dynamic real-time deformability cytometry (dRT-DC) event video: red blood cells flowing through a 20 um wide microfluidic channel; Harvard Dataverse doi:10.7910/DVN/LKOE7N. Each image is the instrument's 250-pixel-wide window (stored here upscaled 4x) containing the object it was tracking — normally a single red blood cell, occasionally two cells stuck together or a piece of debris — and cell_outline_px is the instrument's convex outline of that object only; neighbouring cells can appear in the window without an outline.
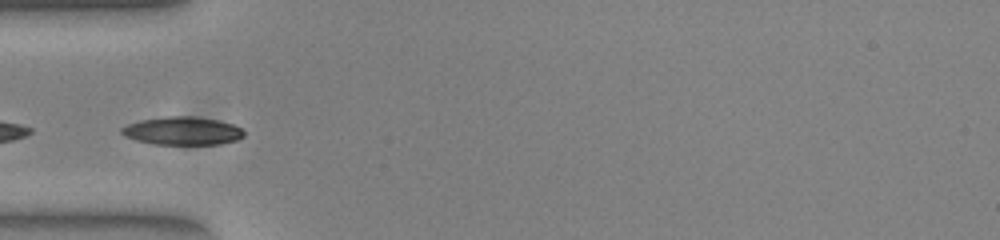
{"species": "common noctule bat (a hibernating species)", "species_latin": "Nyctalus noctula", "temperature_condition": "warm", "stored_images_in_passage": 37, "camera_frame_rate_fps": 3000, "um_per_image_px": 0.085, "animal": {"sex": "female", "body_mass_g": 23.0, "forearm_length_mm": 53.4}, "frame": {"image": 1, "passage_image": 1, "time_ms": 0.0, "image_size_px": [1000, 240], "cell_outline_px": [[244, 136], [236, 140], [220, 144], [152, 144], [136, 140], [124, 136], [120, 132], [120, 128], [128, 124], [140, 120], [168, 116], [192, 116], [216, 120], [232, 124], [240, 128], [244, 132]], "centroid_in_image_um": [15.47, 11.13], "position_along_channel_um": 69.5, "area_um2": 19.94}}
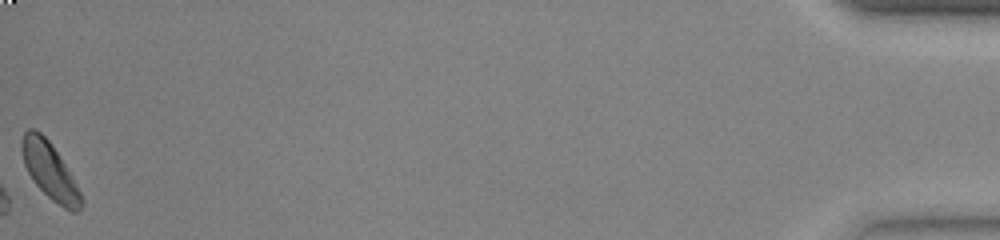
{"frame": {"image": 2, "passage_image": 37, "time_ms": 12.0, "image_size_px": [1000, 240], "cell_outline_px": [[84, 204], [76, 212], [72, 212], [64, 208], [52, 200], [32, 180], [24, 164], [20, 148], [20, 144], [24, 132], [28, 128], [32, 128], [40, 132], [48, 140], [72, 176], [84, 200]], "centroid_in_image_um": [4.22, 14.53], "position_along_channel_um": 431.0, "area_um2": 19.36}, "authors_computed_cell_mechanics": {"area_um2": 19.2474, "velocity_mm_per_s": 3.871, "shape_relaxation_time_tau1_ms": 1.0591, "shape_relaxation_time_tau2_ms": null, "deformation_change_tau1": 0.0547, "deformation_change_tau2": null}}